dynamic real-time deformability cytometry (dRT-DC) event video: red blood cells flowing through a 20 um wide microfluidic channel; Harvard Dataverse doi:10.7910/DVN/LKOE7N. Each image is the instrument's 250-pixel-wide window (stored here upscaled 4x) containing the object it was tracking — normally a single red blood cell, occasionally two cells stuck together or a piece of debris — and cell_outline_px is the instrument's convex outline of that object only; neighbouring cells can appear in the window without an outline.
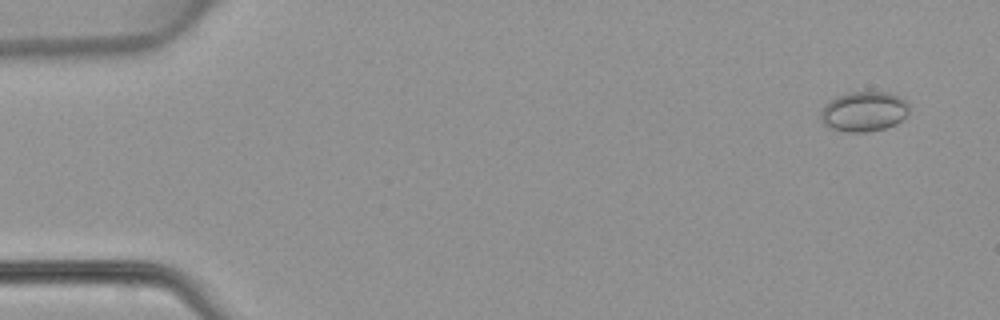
{"species": "common noctule bat (a hibernating species)", "species_latin": "Nyctalus noctula", "temperature_condition": "warm", "stored_images_in_passage": 48, "camera_frame_rate_fps": 3000, "um_per_image_px": 0.085, "animal": {"sex": "female", "body_mass_g": 22.7, "forearm_length_mm": 54.2}, "frame": {"image": 1, "passage_image": 3, "time_ms": 0.667, "image_size_px": [1000, 320], "cell_outline_px": [[908, 112], [896, 124], [884, 128], [868, 132], [844, 132], [832, 128], [824, 124], [820, 120], [820, 112], [824, 104], [828, 100], [836, 96], [848, 92], [888, 92], [900, 96], [908, 104]], "centroid_in_image_um": [73.39, 9.47], "position_along_channel_um": 11.6, "area_um2": 20.75}}
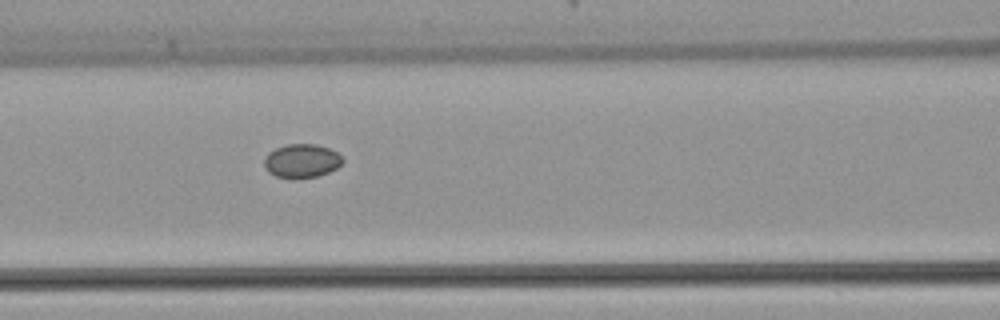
{"frame": {"image": 2, "passage_image": 21, "time_ms": 6.667, "image_size_px": [1000, 320], "cell_outline_px": [[344, 160], [336, 168], [328, 172], [316, 176], [296, 180], [292, 180], [276, 176], [268, 172], [264, 164], [264, 160], [268, 152], [276, 148], [288, 144], [316, 144], [328, 148], [336, 152]], "centroid_in_image_um": [25.61, 13.69], "position_along_channel_um": 141.0, "area_um2": 15.49}}
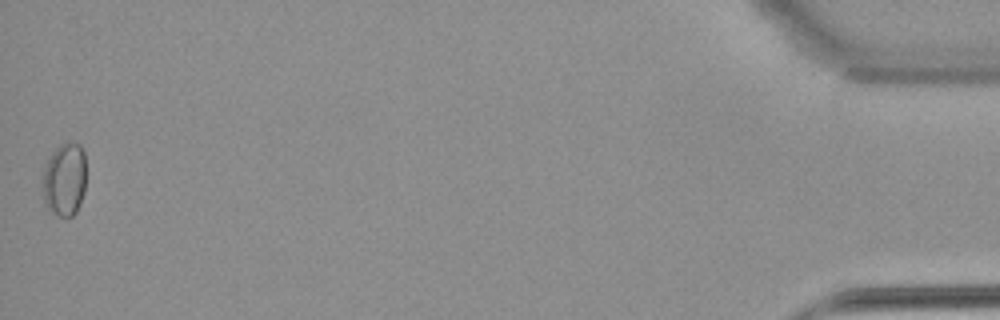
{"frame": {"image": 3, "passage_image": 48, "time_ms": 15.667, "image_size_px": [1000, 320], "cell_outline_px": [[84, 192], [80, 204], [76, 212], [72, 216], [60, 216], [52, 212], [48, 208], [44, 200], [44, 168], [52, 152], [60, 144], [80, 144], [84, 152]], "centroid_in_image_um": [5.5, 15.27], "position_along_channel_um": 429.7, "area_um2": 18.09}}